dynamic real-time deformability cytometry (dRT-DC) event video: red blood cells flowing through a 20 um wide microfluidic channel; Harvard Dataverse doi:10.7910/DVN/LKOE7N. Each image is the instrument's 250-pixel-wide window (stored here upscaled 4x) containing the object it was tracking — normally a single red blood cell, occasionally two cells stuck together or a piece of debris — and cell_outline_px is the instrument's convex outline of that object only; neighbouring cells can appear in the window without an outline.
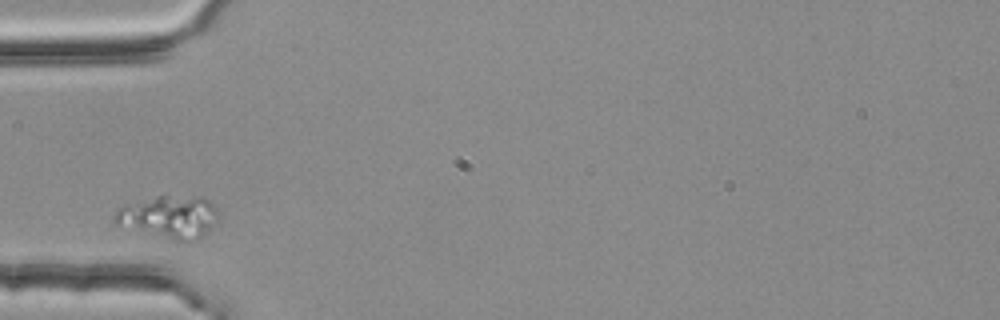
{"species": "common noctule bat (a hibernating species)", "species_latin": "Nyctalus noctula", "temperature_condition": "room temperature", "stored_images_in_passage": 1, "camera_frame_rate_fps": 3000, "um_per_image_px": 0.085, "animal": {"sex": "female", "body_mass_g": 25.1}, "frame": {"image": 1, "passage_image": 1, "time_ms": 0.0, "image_size_px": [1000, 320], "cell_outline_px": [[216, 220], [212, 228], [208, 232], [196, 240], [172, 240], [116, 224], [112, 220], [112, 216], [116, 208], [164, 192], [168, 192], [204, 196], [216, 208]], "centroid_in_image_um": [14.37, 18.36], "position_along_channel_um": 70.6, "area_um2": 26.47}}